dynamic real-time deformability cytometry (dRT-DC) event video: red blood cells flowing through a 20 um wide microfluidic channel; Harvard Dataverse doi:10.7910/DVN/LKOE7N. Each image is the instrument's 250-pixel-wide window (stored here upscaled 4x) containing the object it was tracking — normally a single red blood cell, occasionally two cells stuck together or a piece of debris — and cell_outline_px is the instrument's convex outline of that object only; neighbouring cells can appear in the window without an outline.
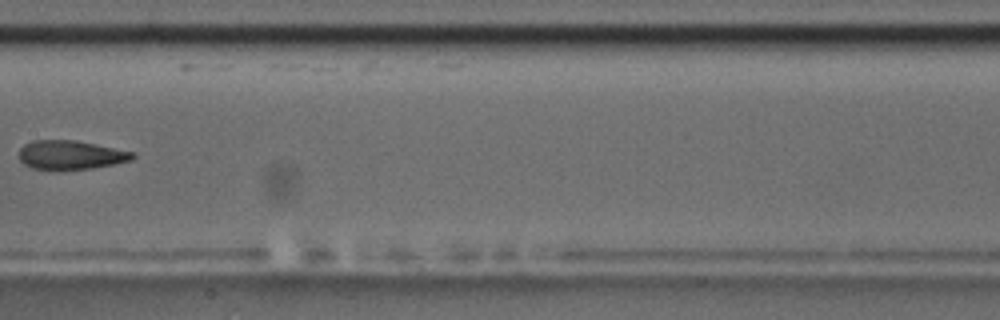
{"species": "common noctule bat (a hibernating species)", "species_latin": "Nyctalus noctula", "temperature_condition": "room temperature", "stored_images_in_passage": 13, "camera_frame_rate_fps": 3000, "um_per_image_px": 0.085, "animal": {"sex": "male", "body_mass_g": 17.5, "forearm_length_mm": 52.3}, "frame": {"image": 1, "passage_image": 8, "time_ms": 9.0, "image_size_px": [1000, 320], "cell_outline_px": [[136, 156], [132, 160], [116, 164], [92, 168], [32, 168], [24, 164], [20, 160], [20, 148], [24, 144], [32, 140], [76, 140], [136, 152]], "centroid_in_image_um": [6.06, 13.14], "position_along_channel_um": 201.3, "area_um2": 18.96}, "authors_computed_cell_mechanics": {"area_um2": 19.5364, "velocity_mm_per_s": 3.5063, "shape_relaxation_time_tau1_ms": null, "shape_relaxation_time_tau2_ms": 3.1523, "deformation_change_tau1": null, "deformation_change_tau2": 0.1226}}